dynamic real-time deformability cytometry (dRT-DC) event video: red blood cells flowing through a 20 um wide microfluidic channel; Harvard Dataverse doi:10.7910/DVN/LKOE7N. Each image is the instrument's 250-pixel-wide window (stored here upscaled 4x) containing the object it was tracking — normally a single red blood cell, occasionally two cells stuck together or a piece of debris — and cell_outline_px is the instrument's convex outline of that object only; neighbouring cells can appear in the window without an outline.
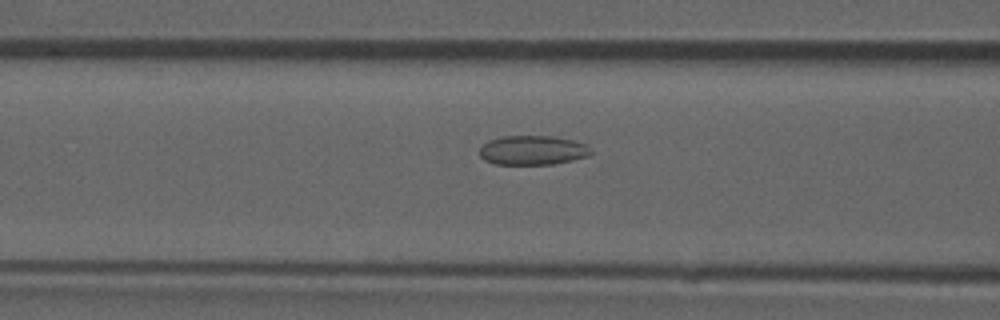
{"species": "common noctule bat (a hibernating species)", "species_latin": "Nyctalus noctula", "temperature_condition": "room temperature", "stored_images_in_passage": 39, "camera_frame_rate_fps": 3000, "um_per_image_px": 0.085, "animal": {"sex": "male", "forearm_length_mm": 52.5}, "frame": {"image": 1, "passage_image": 10, "time_ms": 3.0, "image_size_px": [1000, 320], "cell_outline_px": [[592, 152], [588, 156], [572, 160], [552, 164], [496, 164], [484, 160], [480, 156], [480, 148], [488, 140], [504, 136], [552, 136], [572, 140], [584, 144], [592, 148]], "centroid_in_image_um": [45.27, 12.77], "position_along_channel_um": 121.3, "area_um2": 18.96}}
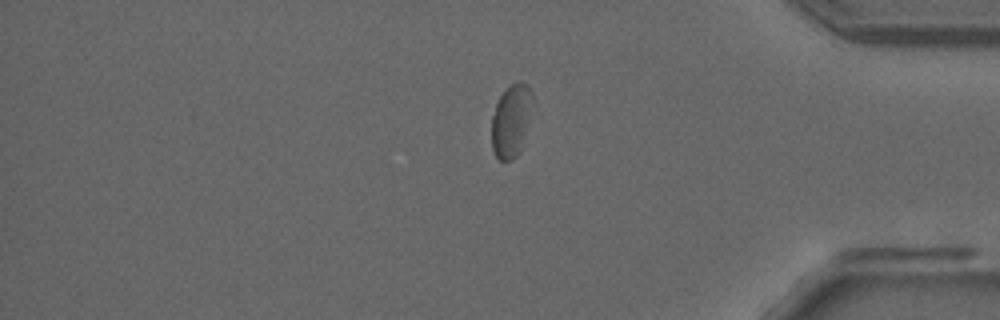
{"frame": {"image": 2, "passage_image": 33, "time_ms": 10.667, "image_size_px": [1000, 320], "cell_outline_px": [[532, 96], [520, 152], [512, 160], [500, 160], [496, 156], [492, 148], [492, 116], [496, 104], [500, 96], [516, 80], [520, 80], [532, 92]], "centroid_in_image_um": [43.4, 10.27], "position_along_channel_um": 391.8, "area_um2": 16.59}}